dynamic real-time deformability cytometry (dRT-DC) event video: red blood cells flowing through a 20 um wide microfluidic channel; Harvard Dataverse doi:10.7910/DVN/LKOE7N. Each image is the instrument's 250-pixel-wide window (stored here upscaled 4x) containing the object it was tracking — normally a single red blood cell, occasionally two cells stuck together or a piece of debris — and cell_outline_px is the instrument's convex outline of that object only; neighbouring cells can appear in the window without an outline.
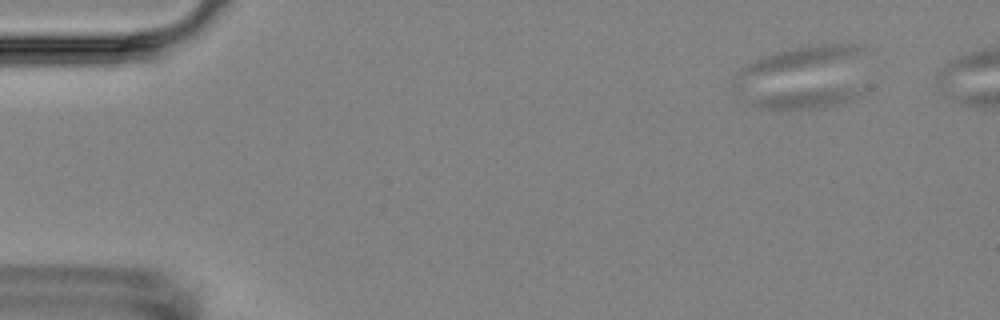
{"species": "Egyptian fruit bat (a non-hibernating species)", "species_latin": "Rousettus aegyptiacus", "temperature_condition": "room temperature", "stored_images_in_passage": 2, "camera_frame_rate_fps": 3000, "um_per_image_px": 0.085, "animal": {"sex": "female"}, "frame": {"image": 1, "passage_image": 2, "time_ms": 1.333, "image_size_px": [1000, 320], "cell_outline_px": [[860, 96], [852, 100], [824, 108], [760, 108], [744, 100], [792, 92], [824, 88], [852, 88], [860, 92]], "centroid_in_image_um": [68.6, 8.39], "position_along_channel_um": 16.4, "area_um2": 11.56}}